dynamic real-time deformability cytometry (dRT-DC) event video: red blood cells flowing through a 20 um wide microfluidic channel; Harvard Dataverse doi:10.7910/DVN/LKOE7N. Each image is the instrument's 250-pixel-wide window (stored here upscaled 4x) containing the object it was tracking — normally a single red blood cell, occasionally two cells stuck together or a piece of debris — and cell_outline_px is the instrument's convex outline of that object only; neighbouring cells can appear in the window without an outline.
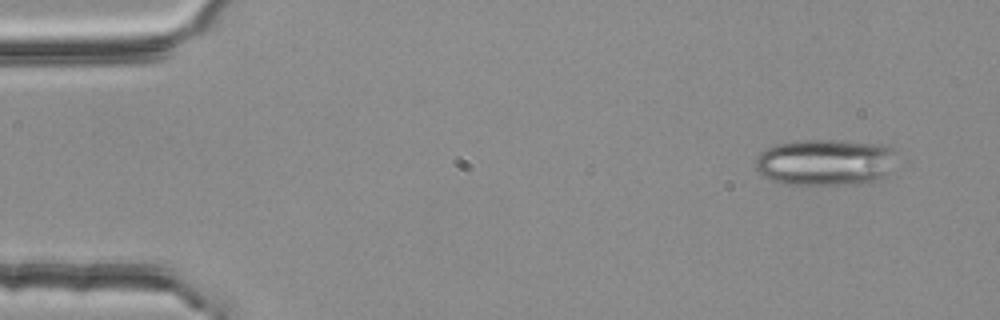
{"species": "common noctule bat (a hibernating species)", "species_latin": "Nyctalus noctula", "temperature_condition": "room temperature", "stored_images_in_passage": 5, "segment_of_instrument_passage": [1, 2], "camera_frame_rate_fps": 3000, "um_per_image_px": 0.085, "animal": {"sex": "female", "body_mass_g": 25.1}, "frame": {"image": 1, "passage_image": 1, "time_ms": 0.0, "image_size_px": [1000, 320], "cell_outline_px": [[896, 152], [884, 176], [880, 180], [868, 184], [784, 184], [772, 180], [764, 176], [756, 168], [756, 156], [764, 148], [776, 144], [796, 140], [836, 140], [884, 144], [896, 148]], "centroid_in_image_um": [70.14, 13.78], "position_along_channel_um": 14.9, "area_um2": 38.49}}